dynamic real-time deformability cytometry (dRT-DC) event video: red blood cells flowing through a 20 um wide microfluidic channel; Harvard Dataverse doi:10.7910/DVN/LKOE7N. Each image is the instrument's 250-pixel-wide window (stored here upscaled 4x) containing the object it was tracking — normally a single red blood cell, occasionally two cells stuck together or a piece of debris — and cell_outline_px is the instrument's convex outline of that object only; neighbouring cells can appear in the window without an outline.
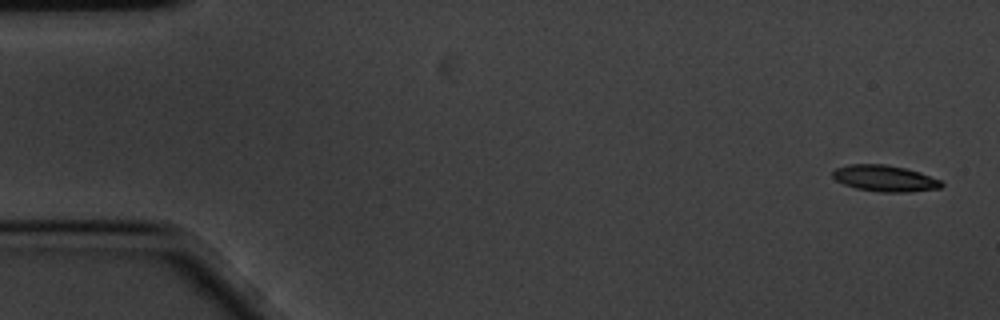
{"species": "common noctule bat (a hibernating species)", "species_latin": "Nyctalus noctula", "temperature_condition": "cold", "stored_images_in_passage": 5, "camera_frame_rate_fps": 3000, "um_per_image_px": 0.085, "animal": {"sex": "male", "body_mass_g": 20.1, "forearm_length_mm": 53.5}, "frame": {"image": 1, "passage_image": 1, "time_ms": 0.0, "image_size_px": [1000, 320], "cell_outline_px": [[944, 184], [940, 188], [908, 192], [880, 192], [856, 188], [844, 184], [836, 180], [832, 176], [832, 172], [836, 168], [848, 164], [884, 164], [904, 168], [920, 172], [940, 180]], "centroid_in_image_um": [75.2, 15.16], "position_along_channel_um": 9.8, "area_um2": 16.59}}
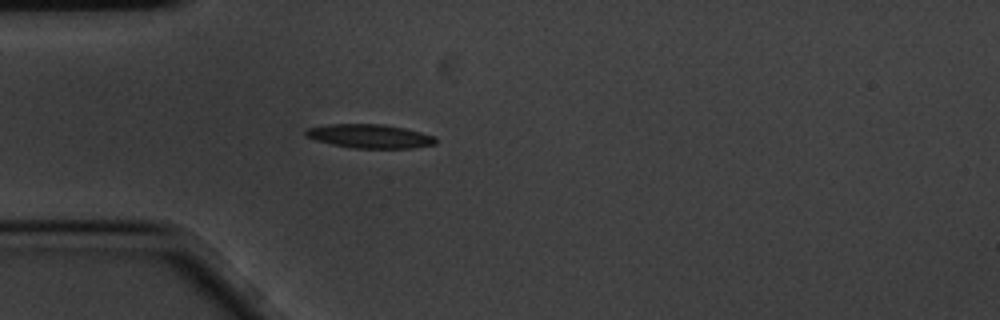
{"frame": {"image": 2, "passage_image": 5, "time_ms": 1.333, "image_size_px": [1000, 320], "cell_outline_px": [[436, 144], [412, 148], [352, 148], [332, 144], [316, 140], [304, 136], [304, 132], [308, 128], [332, 124], [380, 124], [404, 128], [436, 136]], "centroid_in_image_um": [31.44, 11.58], "position_along_channel_um": 53.6, "area_um2": 17.98}}